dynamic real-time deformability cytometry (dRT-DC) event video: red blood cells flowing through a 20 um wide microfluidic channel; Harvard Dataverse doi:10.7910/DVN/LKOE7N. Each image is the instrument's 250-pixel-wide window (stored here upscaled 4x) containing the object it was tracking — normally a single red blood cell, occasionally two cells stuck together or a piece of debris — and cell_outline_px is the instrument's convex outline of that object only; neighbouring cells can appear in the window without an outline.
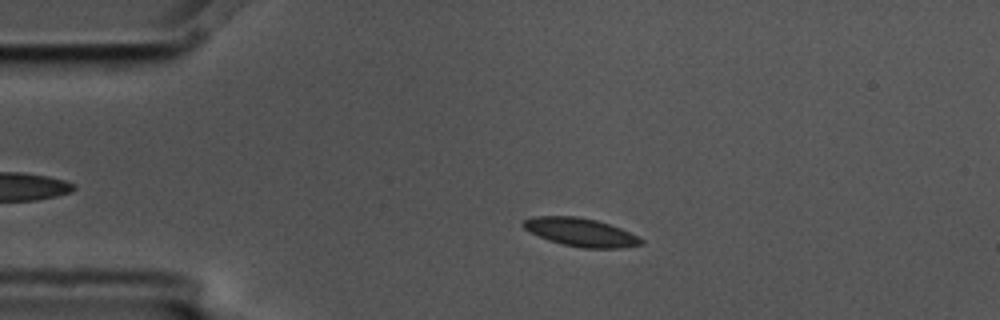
{"species": "common noctule bat (a hibernating species)", "species_latin": "Nyctalus noctula", "temperature_condition": "cold", "stored_images_in_passage": 5, "camera_frame_rate_fps": 3000, "um_per_image_px": 0.085, "animal": {"sex": "male", "body_mass_g": 17.5, "forearm_length_mm": 52.3}, "frame": {"image": 1, "passage_image": 4, "time_ms": 1.0, "image_size_px": [1000, 320], "cell_outline_px": [[644, 244], [620, 248], [584, 248], [564, 244], [548, 240], [524, 228], [520, 224], [524, 220], [536, 216], [576, 216], [596, 220], [620, 228], [644, 240]], "centroid_in_image_um": [49.36, 19.74], "position_along_channel_um": 35.6, "area_um2": 19.13}}